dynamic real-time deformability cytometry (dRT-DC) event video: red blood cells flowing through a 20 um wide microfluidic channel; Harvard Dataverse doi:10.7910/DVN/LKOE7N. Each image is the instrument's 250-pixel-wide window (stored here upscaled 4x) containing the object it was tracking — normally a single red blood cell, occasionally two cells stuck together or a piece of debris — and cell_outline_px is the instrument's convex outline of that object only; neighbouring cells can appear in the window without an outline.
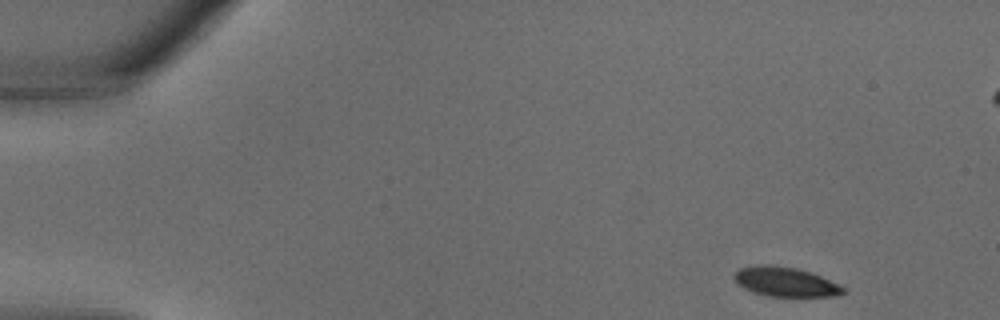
{"species": "common noctule bat (a hibernating species)", "species_latin": "Nyctalus noctula", "temperature_condition": "warm", "stored_images_in_passage": 33, "segment_of_instrument_passage": [1, 2], "camera_frame_rate_fps": 3000, "um_per_image_px": 0.085, "animal": {"sex": "male", "body_mass_g": 18.8}, "frame": {"image": 1, "passage_image": 1, "time_ms": 0.0, "image_size_px": [1000, 320], "cell_outline_px": [[848, 292], [836, 296], [768, 296], [744, 288], [736, 284], [732, 276], [740, 268], [756, 264], [768, 264], [796, 268], [812, 272], [840, 284], [848, 288]], "centroid_in_image_um": [66.8, 23.95], "position_along_channel_um": 18.2, "area_um2": 19.02}}
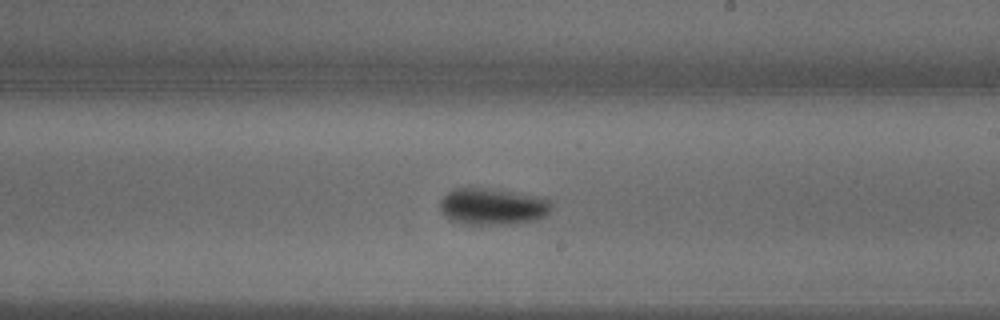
{"frame": {"image": 2, "passage_image": 18, "time_ms": 5.667, "image_size_px": [1000, 320], "cell_outline_px": [[552, 208], [548, 216], [532, 220], [508, 224], [464, 224], [448, 220], [440, 208], [440, 200], [448, 192], [456, 188], [476, 184], [548, 196], [552, 200]], "centroid_in_image_um": [41.93, 17.48], "position_along_channel_um": 247.1, "area_um2": 25.32}}
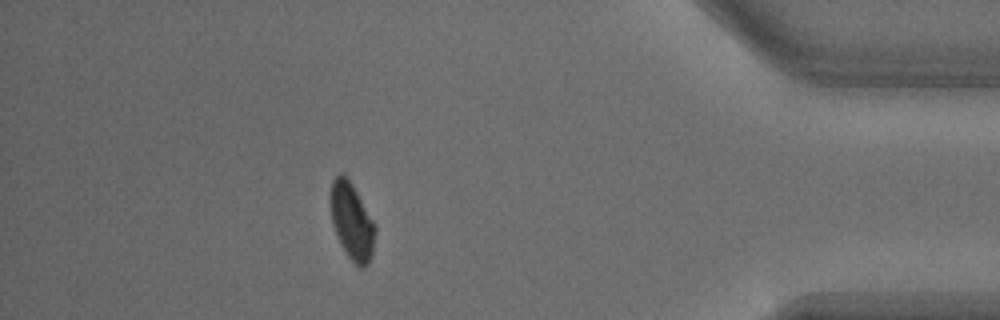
{"frame": {"image": 3, "passage_image": 28, "time_ms": 9.0, "image_size_px": [1000, 320], "cell_outline_px": [[376, 228], [372, 256], [368, 264], [364, 268], [360, 268], [348, 256], [332, 224], [332, 180], [340, 172], [352, 184], [376, 224]], "centroid_in_image_um": [29.96, 18.85], "position_along_channel_um": 405.2, "area_um2": 19.42}}